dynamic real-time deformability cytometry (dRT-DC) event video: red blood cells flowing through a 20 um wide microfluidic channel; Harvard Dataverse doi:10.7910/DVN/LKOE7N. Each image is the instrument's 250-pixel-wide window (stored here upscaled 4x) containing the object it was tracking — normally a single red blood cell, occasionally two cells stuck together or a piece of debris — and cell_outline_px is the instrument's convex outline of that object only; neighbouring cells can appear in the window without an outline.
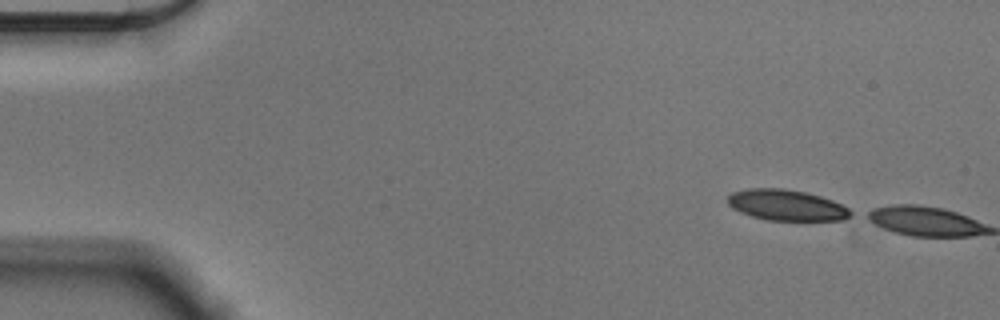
{"species": "Egyptian fruit bat (a non-hibernating species)", "species_latin": "Rousettus aegyptiacus", "temperature_condition": "cold", "stored_images_in_passage": 2, "camera_frame_rate_fps": 3000, "um_per_image_px": 0.085, "animal": {"sex": "male"}, "frame": {"image": 1, "passage_image": 1, "time_ms": 0.0, "image_size_px": [1000, 320], "cell_outline_px": [[856, 212], [840, 220], [768, 220], [752, 216], [740, 212], [732, 208], [728, 204], [728, 196], [732, 192], [748, 188], [784, 188], [804, 192], [820, 196], [832, 200]], "centroid_in_image_um": [66.83, 17.43], "position_along_channel_um": 18.2, "area_um2": 22.02}}